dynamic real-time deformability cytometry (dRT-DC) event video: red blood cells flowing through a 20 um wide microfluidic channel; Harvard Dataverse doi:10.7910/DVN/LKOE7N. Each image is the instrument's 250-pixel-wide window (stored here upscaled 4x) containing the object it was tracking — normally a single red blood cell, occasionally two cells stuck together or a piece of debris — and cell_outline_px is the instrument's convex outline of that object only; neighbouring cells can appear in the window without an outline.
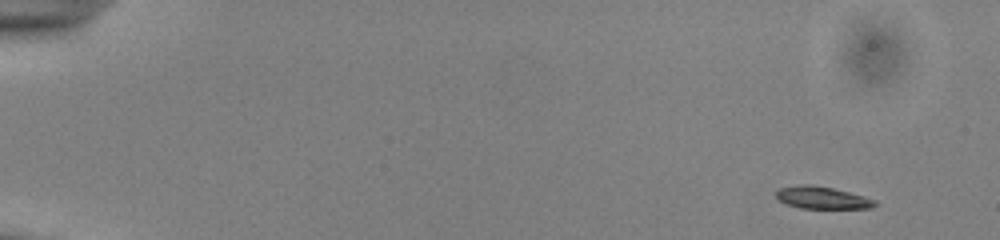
{"species": "common noctule bat (a hibernating species)", "species_latin": "Nyctalus noctula", "temperature_condition": "cold", "stored_images_in_passage": 50, "camera_frame_rate_fps": 3000, "um_per_image_px": 0.085, "animal": {"sex": "male", "body_mass_g": 13.0, "forearm_length_mm": 53.1}, "frame": {"image": 1, "passage_image": 1, "time_ms": 0.0, "image_size_px": [1000, 240], "cell_outline_px": [[880, 204], [872, 208], [800, 208], [788, 204], [780, 200], [776, 196], [776, 192], [780, 188], [796, 184], [812, 184], [832, 188], [864, 196], [876, 200]], "centroid_in_image_um": [69.92, 16.8], "position_along_channel_um": 15.1, "area_um2": 12.83}}
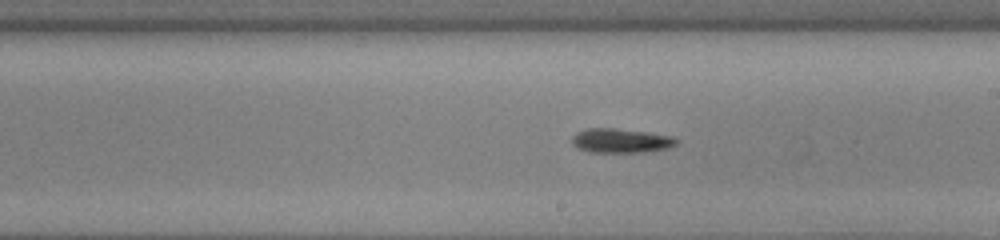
{"frame": {"image": 2, "passage_image": 29, "time_ms": 9.333, "image_size_px": [1000, 240], "cell_outline_px": [[680, 140], [676, 144], [668, 148], [644, 152], [588, 152], [576, 148], [572, 144], [572, 136], [576, 132], [588, 128], [612, 128], [648, 132], [676, 136]], "centroid_in_image_um": [52.79, 11.95], "position_along_channel_um": 236.2, "area_um2": 15.03}}
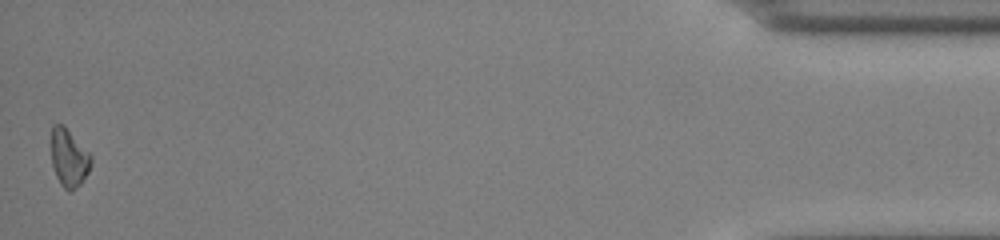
{"frame": {"image": 3, "passage_image": 50, "time_ms": 16.333, "image_size_px": [1000, 240], "cell_outline_px": [[92, 164], [88, 172], [80, 184], [72, 192], [68, 192], [60, 184], [56, 176], [52, 164], [52, 124], [64, 124], [92, 156]], "centroid_in_image_um": [5.87, 13.43], "position_along_channel_um": 429.3, "area_um2": 13.47}, "authors_computed_cell_mechanics": {"area_um2": 14.0165, "velocity_mm_per_s": 3.9387, "shape_relaxation_time_tau1_ms": 1.5386, "shape_relaxation_time_tau2_ms": null, "deformation_change_tau1": 0.0761, "deformation_change_tau2": null}}